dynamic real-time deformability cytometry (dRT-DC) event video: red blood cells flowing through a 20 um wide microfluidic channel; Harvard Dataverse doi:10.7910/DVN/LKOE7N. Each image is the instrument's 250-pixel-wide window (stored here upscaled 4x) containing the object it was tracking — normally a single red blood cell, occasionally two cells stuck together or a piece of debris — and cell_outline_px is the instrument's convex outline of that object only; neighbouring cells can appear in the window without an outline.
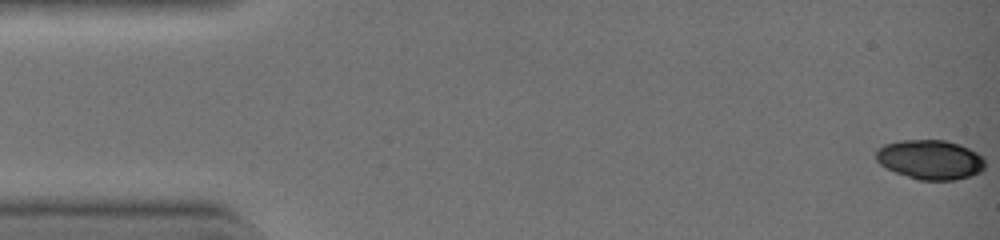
{"species": "common noctule bat (a hibernating species)", "species_latin": "Nyctalus noctula", "temperature_condition": "warm", "stored_images_in_passage": 43, "camera_frame_rate_fps": 3000, "um_per_image_px": 0.085, "animal": {"sex": "female", "body_mass_g": 19.0, "forearm_length_mm": 51.5}, "frame": {"image": 1, "passage_image": 1, "time_ms": 0.0, "image_size_px": [1000, 240], "cell_outline_px": [[984, 168], [980, 172], [972, 176], [956, 180], [920, 180], [884, 168], [876, 160], [876, 152], [884, 144], [900, 140], [944, 140], [968, 148], [976, 152], [984, 160]], "centroid_in_image_um": [79.05, 13.58], "position_along_channel_um": 5.9, "area_um2": 24.97}}
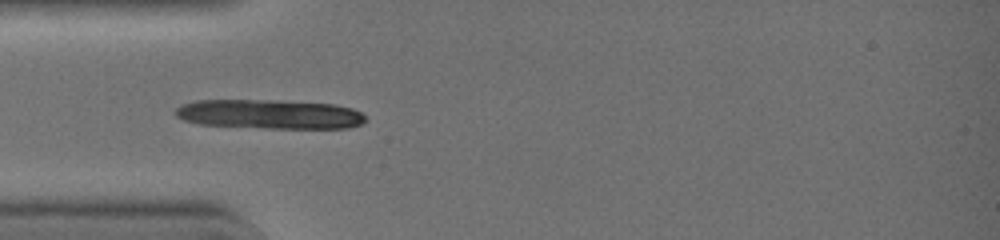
{"frame": {"image": 2, "passage_image": 14, "time_ms": 4.333, "image_size_px": [1000, 240], "cell_outline_px": [[364, 120], [360, 124], [348, 128], [264, 128], [196, 124], [184, 120], [176, 116], [176, 108], [184, 104], [196, 100], [264, 100], [332, 104], [352, 108], [360, 112], [364, 116]], "centroid_in_image_um": [22.87, 9.71], "position_along_channel_um": 62.1, "area_um2": 32.25}}
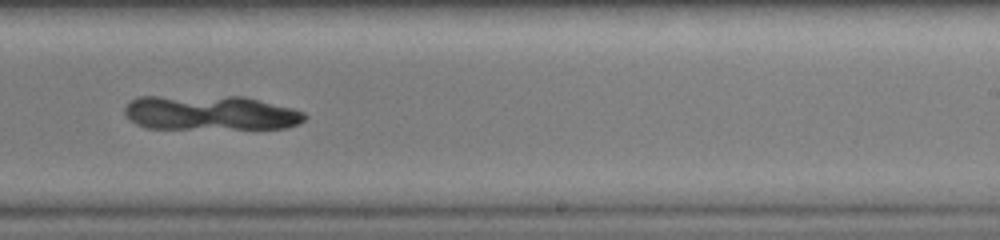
{"frame": {"image": 3, "passage_image": 28, "time_ms": 9.0, "image_size_px": [1000, 240], "cell_outline_px": [[308, 116], [304, 120], [288, 128], [148, 128], [136, 124], [124, 112], [124, 108], [132, 100], [140, 96], [244, 96], [292, 108], [304, 112]], "centroid_in_image_um": [17.9, 9.58], "position_along_channel_um": 271.1, "area_um2": 36.36}}